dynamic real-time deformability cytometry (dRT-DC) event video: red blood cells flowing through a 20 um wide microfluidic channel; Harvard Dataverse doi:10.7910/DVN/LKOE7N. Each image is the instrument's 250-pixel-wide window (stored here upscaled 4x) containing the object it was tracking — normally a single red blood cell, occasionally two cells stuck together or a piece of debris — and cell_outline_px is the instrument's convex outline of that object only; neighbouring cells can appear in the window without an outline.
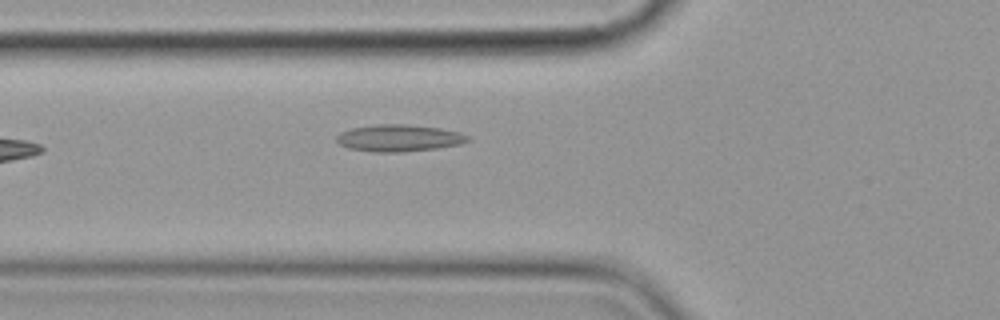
{"species": "common noctule bat (a hibernating species)", "species_latin": "Nyctalus noctula", "temperature_condition": "cold", "stored_images_in_passage": 5, "camera_frame_rate_fps": 3000, "um_per_image_px": 0.085, "animal": {"sex": "female", "body_mass_g": 19.9}, "frame": {"image": 1, "passage_image": 5, "time_ms": 4.667, "image_size_px": [1000, 320], "cell_outline_px": [[472, 140], [460, 144], [436, 148], [404, 152], [372, 152], [348, 148], [340, 144], [336, 140], [336, 136], [340, 132], [352, 128], [376, 124], [408, 124], [440, 128], [460, 132], [468, 136]], "centroid_in_image_um": [33.91, 11.73], "position_along_channel_um": 91.9, "area_um2": 20.69}}